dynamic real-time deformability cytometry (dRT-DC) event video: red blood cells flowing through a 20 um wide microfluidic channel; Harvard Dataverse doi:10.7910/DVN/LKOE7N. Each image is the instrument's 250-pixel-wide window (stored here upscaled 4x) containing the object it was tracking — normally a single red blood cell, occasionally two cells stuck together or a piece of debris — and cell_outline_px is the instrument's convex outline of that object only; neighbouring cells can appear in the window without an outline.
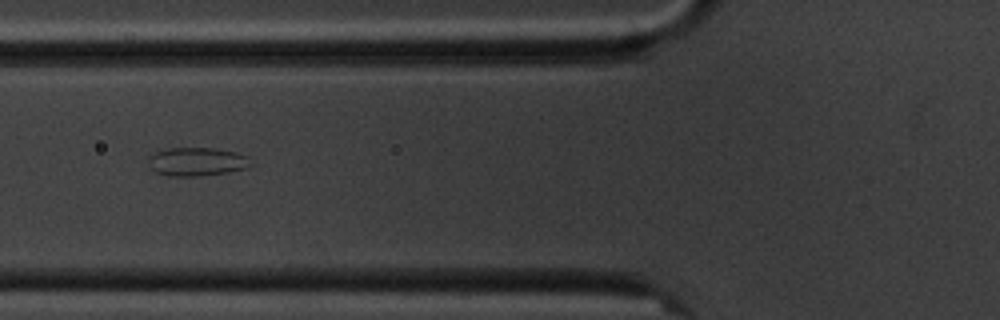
{"species": "common noctule bat (a hibernating species)", "species_latin": "Nyctalus noctula", "temperature_condition": "cold", "stored_images_in_passage": 9, "camera_frame_rate_fps": 3000, "um_per_image_px": 0.085, "animal": {"sex": "male", "body_mass_g": 20.1, "forearm_length_mm": 53.5}, "frame": {"image": 1, "passage_image": 7, "time_ms": 7.0, "image_size_px": [1000, 320], "cell_outline_px": [[256, 164], [248, 168], [228, 172], [200, 176], [168, 176], [156, 172], [148, 164], [148, 156], [156, 152], [168, 148], [216, 148], [236, 152], [248, 156]], "centroid_in_image_um": [16.79, 13.74], "position_along_channel_um": 109.0, "area_um2": 17.34}}
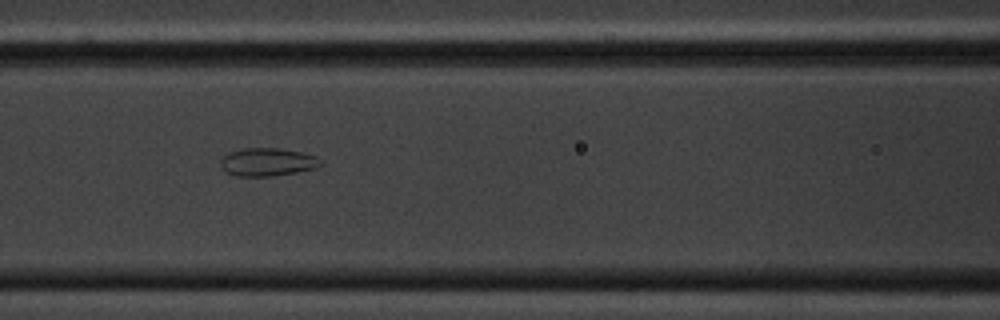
{"frame": {"image": 2, "passage_image": 8, "time_ms": 8.0, "image_size_px": [1000, 320], "cell_outline_px": [[320, 164], [316, 168], [296, 172], [272, 176], [236, 176], [228, 172], [220, 164], [220, 160], [224, 156], [232, 152], [244, 148], [280, 148], [300, 152], [316, 156], [320, 160]], "centroid_in_image_um": [22.74, 13.77], "position_along_channel_um": 143.9, "area_um2": 16.07}}